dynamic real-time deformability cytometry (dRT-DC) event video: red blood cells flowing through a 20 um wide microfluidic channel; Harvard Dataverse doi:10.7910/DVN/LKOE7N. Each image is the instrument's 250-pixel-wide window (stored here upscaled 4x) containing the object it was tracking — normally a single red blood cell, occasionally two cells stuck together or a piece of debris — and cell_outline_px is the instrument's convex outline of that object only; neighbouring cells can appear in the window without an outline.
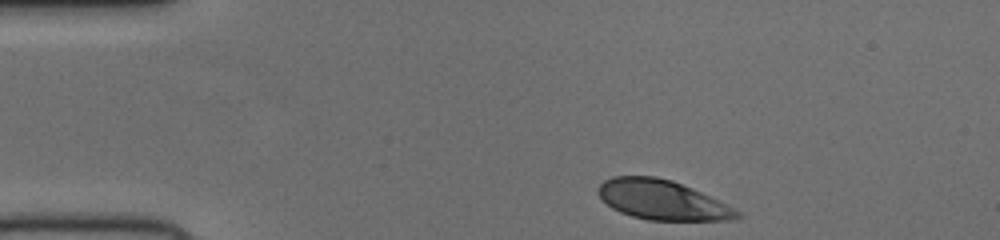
{"species": "human", "species_latin": "Homo sapiens", "temperature_condition": "cold", "stored_images_in_passage": 35, "camera_frame_rate_fps": 3000, "um_per_image_px": 0.085, "donor": {"sex": "female"}, "frame": {"image": 1, "passage_image": 1, "time_ms": 0.0, "image_size_px": [1000, 240], "cell_outline_px": [[740, 216], [728, 220], [648, 220], [632, 216], [620, 212], [612, 208], [596, 192], [596, 188], [604, 180], [612, 176], [656, 176], [672, 180], [692, 188], [740, 212]], "centroid_in_image_um": [56.21, 16.98], "position_along_channel_um": 28.8, "area_um2": 31.67}}
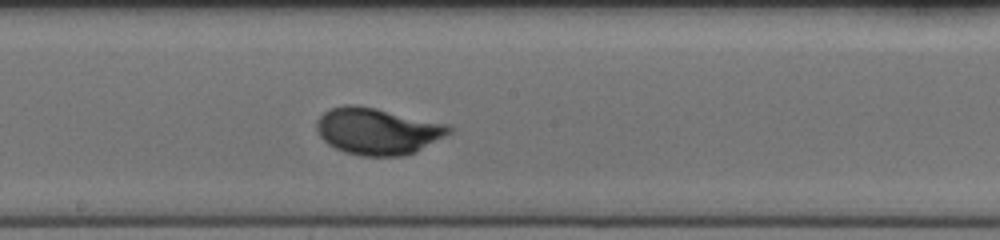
{"frame": {"image": 2, "passage_image": 20, "time_ms": 6.333, "image_size_px": [1000, 240], "cell_outline_px": [[452, 132], [416, 152], [404, 156], [360, 156], [344, 152], [328, 144], [316, 132], [316, 120], [328, 108], [344, 104], [352, 104], [376, 108], [452, 124]], "centroid_in_image_um": [32.1, 11.14], "position_along_channel_um": 216.1, "area_um2": 36.53}}
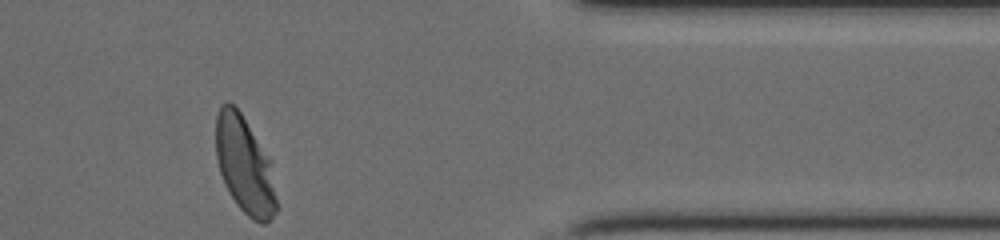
{"frame": {"image": 3, "passage_image": 35, "time_ms": 11.333, "image_size_px": [1000, 240], "cell_outline_px": [[276, 212], [264, 224], [260, 224], [252, 220], [236, 204], [228, 192], [224, 184], [220, 172], [216, 156], [216, 116], [220, 104], [228, 100], [240, 112], [272, 160], [276, 200]], "centroid_in_image_um": [20.79, 14.03], "position_along_channel_um": 390.6, "area_um2": 34.56}}